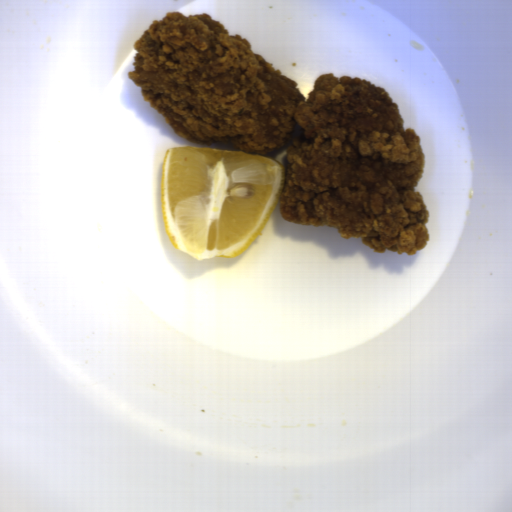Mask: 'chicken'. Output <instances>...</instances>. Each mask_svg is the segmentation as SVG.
Instances as JSON below:
<instances>
[{"label": "chicken", "instance_id": "1", "mask_svg": "<svg viewBox=\"0 0 512 512\" xmlns=\"http://www.w3.org/2000/svg\"><path fill=\"white\" fill-rule=\"evenodd\" d=\"M167 11L133 42L127 78L188 146L230 142L246 154L286 151L282 221L330 226L374 253L417 255L430 211L420 135L370 80L321 74L305 98L249 40L207 12Z\"/></svg>", "mask_w": 512, "mask_h": 512}]
</instances>
